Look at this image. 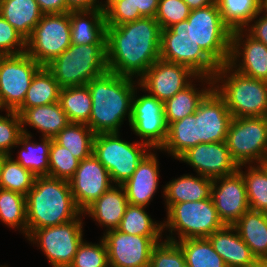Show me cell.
Returning <instances> with one entry per match:
<instances>
[{
	"label": "cell",
	"mask_w": 267,
	"mask_h": 267,
	"mask_svg": "<svg viewBox=\"0 0 267 267\" xmlns=\"http://www.w3.org/2000/svg\"><path fill=\"white\" fill-rule=\"evenodd\" d=\"M4 154L0 153V165H1V162H2V159L4 158Z\"/></svg>",
	"instance_id": "680465c9"
},
{
	"label": "cell",
	"mask_w": 267,
	"mask_h": 267,
	"mask_svg": "<svg viewBox=\"0 0 267 267\" xmlns=\"http://www.w3.org/2000/svg\"><path fill=\"white\" fill-rule=\"evenodd\" d=\"M211 198L224 225L233 226L250 209L245 181L238 170L213 179Z\"/></svg>",
	"instance_id": "ac0fdd59"
},
{
	"label": "cell",
	"mask_w": 267,
	"mask_h": 267,
	"mask_svg": "<svg viewBox=\"0 0 267 267\" xmlns=\"http://www.w3.org/2000/svg\"><path fill=\"white\" fill-rule=\"evenodd\" d=\"M198 144L225 142L232 115L224 100L212 89L196 112Z\"/></svg>",
	"instance_id": "44dd1931"
},
{
	"label": "cell",
	"mask_w": 267,
	"mask_h": 267,
	"mask_svg": "<svg viewBox=\"0 0 267 267\" xmlns=\"http://www.w3.org/2000/svg\"><path fill=\"white\" fill-rule=\"evenodd\" d=\"M194 80H200V76L190 68L161 58L138 79L139 89L147 91L161 102L172 98L177 92L195 82Z\"/></svg>",
	"instance_id": "2e32d148"
},
{
	"label": "cell",
	"mask_w": 267,
	"mask_h": 267,
	"mask_svg": "<svg viewBox=\"0 0 267 267\" xmlns=\"http://www.w3.org/2000/svg\"><path fill=\"white\" fill-rule=\"evenodd\" d=\"M69 267H109L108 251L104 239L100 238L99 243L83 240Z\"/></svg>",
	"instance_id": "7bdbcfd3"
},
{
	"label": "cell",
	"mask_w": 267,
	"mask_h": 267,
	"mask_svg": "<svg viewBox=\"0 0 267 267\" xmlns=\"http://www.w3.org/2000/svg\"><path fill=\"white\" fill-rule=\"evenodd\" d=\"M70 12L44 14L26 40V53L46 66L71 45Z\"/></svg>",
	"instance_id": "8fae6325"
},
{
	"label": "cell",
	"mask_w": 267,
	"mask_h": 267,
	"mask_svg": "<svg viewBox=\"0 0 267 267\" xmlns=\"http://www.w3.org/2000/svg\"><path fill=\"white\" fill-rule=\"evenodd\" d=\"M154 152L151 150L138 164L133 175L122 184L131 205L146 207L158 189L159 161L156 151Z\"/></svg>",
	"instance_id": "7402d4cb"
},
{
	"label": "cell",
	"mask_w": 267,
	"mask_h": 267,
	"mask_svg": "<svg viewBox=\"0 0 267 267\" xmlns=\"http://www.w3.org/2000/svg\"><path fill=\"white\" fill-rule=\"evenodd\" d=\"M68 182L74 202L81 212L113 185L108 170L93 154L79 162Z\"/></svg>",
	"instance_id": "e0dca14e"
},
{
	"label": "cell",
	"mask_w": 267,
	"mask_h": 267,
	"mask_svg": "<svg viewBox=\"0 0 267 267\" xmlns=\"http://www.w3.org/2000/svg\"><path fill=\"white\" fill-rule=\"evenodd\" d=\"M177 160L194 168L198 175L215 179L238 170L226 142L200 143L188 149Z\"/></svg>",
	"instance_id": "ffe728a7"
},
{
	"label": "cell",
	"mask_w": 267,
	"mask_h": 267,
	"mask_svg": "<svg viewBox=\"0 0 267 267\" xmlns=\"http://www.w3.org/2000/svg\"><path fill=\"white\" fill-rule=\"evenodd\" d=\"M162 237L131 235L118 229L104 232L109 267H149L152 249Z\"/></svg>",
	"instance_id": "9a60e30c"
},
{
	"label": "cell",
	"mask_w": 267,
	"mask_h": 267,
	"mask_svg": "<svg viewBox=\"0 0 267 267\" xmlns=\"http://www.w3.org/2000/svg\"><path fill=\"white\" fill-rule=\"evenodd\" d=\"M222 20L231 30H244L261 11L262 0H215Z\"/></svg>",
	"instance_id": "e575fe53"
},
{
	"label": "cell",
	"mask_w": 267,
	"mask_h": 267,
	"mask_svg": "<svg viewBox=\"0 0 267 267\" xmlns=\"http://www.w3.org/2000/svg\"><path fill=\"white\" fill-rule=\"evenodd\" d=\"M71 44H106L104 9L70 11Z\"/></svg>",
	"instance_id": "d4e9b609"
},
{
	"label": "cell",
	"mask_w": 267,
	"mask_h": 267,
	"mask_svg": "<svg viewBox=\"0 0 267 267\" xmlns=\"http://www.w3.org/2000/svg\"><path fill=\"white\" fill-rule=\"evenodd\" d=\"M161 30L151 17L107 26L108 71L138 80L160 58Z\"/></svg>",
	"instance_id": "6da1fadb"
},
{
	"label": "cell",
	"mask_w": 267,
	"mask_h": 267,
	"mask_svg": "<svg viewBox=\"0 0 267 267\" xmlns=\"http://www.w3.org/2000/svg\"><path fill=\"white\" fill-rule=\"evenodd\" d=\"M258 165L264 170V172L267 174V156L264 157Z\"/></svg>",
	"instance_id": "9f6ffc18"
},
{
	"label": "cell",
	"mask_w": 267,
	"mask_h": 267,
	"mask_svg": "<svg viewBox=\"0 0 267 267\" xmlns=\"http://www.w3.org/2000/svg\"><path fill=\"white\" fill-rule=\"evenodd\" d=\"M137 88L132 99L130 128L142 142L154 151L165 143L168 125L165 120L164 102L150 94L137 96Z\"/></svg>",
	"instance_id": "5bb4252c"
},
{
	"label": "cell",
	"mask_w": 267,
	"mask_h": 267,
	"mask_svg": "<svg viewBox=\"0 0 267 267\" xmlns=\"http://www.w3.org/2000/svg\"><path fill=\"white\" fill-rule=\"evenodd\" d=\"M244 30L255 40L267 46V13L261 10Z\"/></svg>",
	"instance_id": "681fc988"
},
{
	"label": "cell",
	"mask_w": 267,
	"mask_h": 267,
	"mask_svg": "<svg viewBox=\"0 0 267 267\" xmlns=\"http://www.w3.org/2000/svg\"><path fill=\"white\" fill-rule=\"evenodd\" d=\"M107 26H117L142 18L139 12H134L132 3H103Z\"/></svg>",
	"instance_id": "c3c4849f"
},
{
	"label": "cell",
	"mask_w": 267,
	"mask_h": 267,
	"mask_svg": "<svg viewBox=\"0 0 267 267\" xmlns=\"http://www.w3.org/2000/svg\"><path fill=\"white\" fill-rule=\"evenodd\" d=\"M67 7L71 11L103 9V3L100 0H66Z\"/></svg>",
	"instance_id": "f5cc1de1"
},
{
	"label": "cell",
	"mask_w": 267,
	"mask_h": 267,
	"mask_svg": "<svg viewBox=\"0 0 267 267\" xmlns=\"http://www.w3.org/2000/svg\"><path fill=\"white\" fill-rule=\"evenodd\" d=\"M187 20L192 24L194 41L218 66L227 64L232 31L223 22L217 3L191 10Z\"/></svg>",
	"instance_id": "9c48e42d"
},
{
	"label": "cell",
	"mask_w": 267,
	"mask_h": 267,
	"mask_svg": "<svg viewBox=\"0 0 267 267\" xmlns=\"http://www.w3.org/2000/svg\"><path fill=\"white\" fill-rule=\"evenodd\" d=\"M95 133L84 123H69L53 139L79 161L93 154Z\"/></svg>",
	"instance_id": "836d02e7"
},
{
	"label": "cell",
	"mask_w": 267,
	"mask_h": 267,
	"mask_svg": "<svg viewBox=\"0 0 267 267\" xmlns=\"http://www.w3.org/2000/svg\"><path fill=\"white\" fill-rule=\"evenodd\" d=\"M225 142L238 166L258 164L267 156V117H232Z\"/></svg>",
	"instance_id": "30bf717a"
},
{
	"label": "cell",
	"mask_w": 267,
	"mask_h": 267,
	"mask_svg": "<svg viewBox=\"0 0 267 267\" xmlns=\"http://www.w3.org/2000/svg\"><path fill=\"white\" fill-rule=\"evenodd\" d=\"M128 204L124 187L112 185L82 213L84 217L88 215L100 226L106 227V232L119 227Z\"/></svg>",
	"instance_id": "603a6c76"
},
{
	"label": "cell",
	"mask_w": 267,
	"mask_h": 267,
	"mask_svg": "<svg viewBox=\"0 0 267 267\" xmlns=\"http://www.w3.org/2000/svg\"><path fill=\"white\" fill-rule=\"evenodd\" d=\"M228 64L245 76L267 81V46L245 30L232 31Z\"/></svg>",
	"instance_id": "d6986e66"
},
{
	"label": "cell",
	"mask_w": 267,
	"mask_h": 267,
	"mask_svg": "<svg viewBox=\"0 0 267 267\" xmlns=\"http://www.w3.org/2000/svg\"><path fill=\"white\" fill-rule=\"evenodd\" d=\"M233 226L257 259H267V213L249 209Z\"/></svg>",
	"instance_id": "f546056e"
},
{
	"label": "cell",
	"mask_w": 267,
	"mask_h": 267,
	"mask_svg": "<svg viewBox=\"0 0 267 267\" xmlns=\"http://www.w3.org/2000/svg\"><path fill=\"white\" fill-rule=\"evenodd\" d=\"M163 232L166 228L169 236L165 240L176 242L188 238H207L224 224L220 220L212 198L200 201H187L173 204L166 211ZM178 235V239L175 235ZM177 239V240H176Z\"/></svg>",
	"instance_id": "8992f818"
},
{
	"label": "cell",
	"mask_w": 267,
	"mask_h": 267,
	"mask_svg": "<svg viewBox=\"0 0 267 267\" xmlns=\"http://www.w3.org/2000/svg\"><path fill=\"white\" fill-rule=\"evenodd\" d=\"M200 79L198 82L203 83V88H196V84L192 82L185 89L177 92L172 98L164 102V114L168 126L172 122L194 114L199 103L213 89V79L211 77L200 76Z\"/></svg>",
	"instance_id": "83f0119b"
},
{
	"label": "cell",
	"mask_w": 267,
	"mask_h": 267,
	"mask_svg": "<svg viewBox=\"0 0 267 267\" xmlns=\"http://www.w3.org/2000/svg\"><path fill=\"white\" fill-rule=\"evenodd\" d=\"M45 67L61 88L86 85L108 71L106 44H71Z\"/></svg>",
	"instance_id": "5b68a950"
},
{
	"label": "cell",
	"mask_w": 267,
	"mask_h": 267,
	"mask_svg": "<svg viewBox=\"0 0 267 267\" xmlns=\"http://www.w3.org/2000/svg\"><path fill=\"white\" fill-rule=\"evenodd\" d=\"M26 52V40L0 15V54L15 55Z\"/></svg>",
	"instance_id": "7dc6e473"
},
{
	"label": "cell",
	"mask_w": 267,
	"mask_h": 267,
	"mask_svg": "<svg viewBox=\"0 0 267 267\" xmlns=\"http://www.w3.org/2000/svg\"><path fill=\"white\" fill-rule=\"evenodd\" d=\"M82 216L83 213L70 222L34 230L27 240L40 246L52 267H69L84 240Z\"/></svg>",
	"instance_id": "7c38bea8"
},
{
	"label": "cell",
	"mask_w": 267,
	"mask_h": 267,
	"mask_svg": "<svg viewBox=\"0 0 267 267\" xmlns=\"http://www.w3.org/2000/svg\"><path fill=\"white\" fill-rule=\"evenodd\" d=\"M86 85L92 97L87 125L95 134L120 133L127 117L130 124L132 99L136 88H139V81L107 71Z\"/></svg>",
	"instance_id": "7a4b0ae2"
},
{
	"label": "cell",
	"mask_w": 267,
	"mask_h": 267,
	"mask_svg": "<svg viewBox=\"0 0 267 267\" xmlns=\"http://www.w3.org/2000/svg\"><path fill=\"white\" fill-rule=\"evenodd\" d=\"M160 58L187 66L198 76L213 78L219 69L194 41L192 24L187 19L161 30Z\"/></svg>",
	"instance_id": "ba28073f"
},
{
	"label": "cell",
	"mask_w": 267,
	"mask_h": 267,
	"mask_svg": "<svg viewBox=\"0 0 267 267\" xmlns=\"http://www.w3.org/2000/svg\"><path fill=\"white\" fill-rule=\"evenodd\" d=\"M176 243L183 251L186 267H227L207 238H188Z\"/></svg>",
	"instance_id": "8d00e7d4"
},
{
	"label": "cell",
	"mask_w": 267,
	"mask_h": 267,
	"mask_svg": "<svg viewBox=\"0 0 267 267\" xmlns=\"http://www.w3.org/2000/svg\"><path fill=\"white\" fill-rule=\"evenodd\" d=\"M42 66L26 52L0 57V110L16 111Z\"/></svg>",
	"instance_id": "4fadbf2b"
},
{
	"label": "cell",
	"mask_w": 267,
	"mask_h": 267,
	"mask_svg": "<svg viewBox=\"0 0 267 267\" xmlns=\"http://www.w3.org/2000/svg\"><path fill=\"white\" fill-rule=\"evenodd\" d=\"M79 162L70 150L52 140L49 149L48 176L69 181L75 174Z\"/></svg>",
	"instance_id": "b9f144b4"
},
{
	"label": "cell",
	"mask_w": 267,
	"mask_h": 267,
	"mask_svg": "<svg viewBox=\"0 0 267 267\" xmlns=\"http://www.w3.org/2000/svg\"><path fill=\"white\" fill-rule=\"evenodd\" d=\"M207 239L227 267H247L257 259L234 226L224 225Z\"/></svg>",
	"instance_id": "cb8c5ba5"
},
{
	"label": "cell",
	"mask_w": 267,
	"mask_h": 267,
	"mask_svg": "<svg viewBox=\"0 0 267 267\" xmlns=\"http://www.w3.org/2000/svg\"><path fill=\"white\" fill-rule=\"evenodd\" d=\"M0 220L27 238L26 196L0 188Z\"/></svg>",
	"instance_id": "f35d334b"
},
{
	"label": "cell",
	"mask_w": 267,
	"mask_h": 267,
	"mask_svg": "<svg viewBox=\"0 0 267 267\" xmlns=\"http://www.w3.org/2000/svg\"><path fill=\"white\" fill-rule=\"evenodd\" d=\"M44 14H63L70 12L66 0H36Z\"/></svg>",
	"instance_id": "816d5d0a"
},
{
	"label": "cell",
	"mask_w": 267,
	"mask_h": 267,
	"mask_svg": "<svg viewBox=\"0 0 267 267\" xmlns=\"http://www.w3.org/2000/svg\"><path fill=\"white\" fill-rule=\"evenodd\" d=\"M61 87L52 73L42 66L34 75L22 105L16 110L21 114L25 109L59 102Z\"/></svg>",
	"instance_id": "4dcf8cb0"
},
{
	"label": "cell",
	"mask_w": 267,
	"mask_h": 267,
	"mask_svg": "<svg viewBox=\"0 0 267 267\" xmlns=\"http://www.w3.org/2000/svg\"><path fill=\"white\" fill-rule=\"evenodd\" d=\"M247 267H267V259H256Z\"/></svg>",
	"instance_id": "11a10c76"
},
{
	"label": "cell",
	"mask_w": 267,
	"mask_h": 267,
	"mask_svg": "<svg viewBox=\"0 0 267 267\" xmlns=\"http://www.w3.org/2000/svg\"><path fill=\"white\" fill-rule=\"evenodd\" d=\"M145 206L128 204L119 227V231L141 236H163V223L153 221Z\"/></svg>",
	"instance_id": "74e56055"
},
{
	"label": "cell",
	"mask_w": 267,
	"mask_h": 267,
	"mask_svg": "<svg viewBox=\"0 0 267 267\" xmlns=\"http://www.w3.org/2000/svg\"><path fill=\"white\" fill-rule=\"evenodd\" d=\"M261 10L267 13V0H262Z\"/></svg>",
	"instance_id": "6f0895ef"
},
{
	"label": "cell",
	"mask_w": 267,
	"mask_h": 267,
	"mask_svg": "<svg viewBox=\"0 0 267 267\" xmlns=\"http://www.w3.org/2000/svg\"><path fill=\"white\" fill-rule=\"evenodd\" d=\"M149 267H186L181 247L165 239L157 243L152 249Z\"/></svg>",
	"instance_id": "f6af8a7d"
},
{
	"label": "cell",
	"mask_w": 267,
	"mask_h": 267,
	"mask_svg": "<svg viewBox=\"0 0 267 267\" xmlns=\"http://www.w3.org/2000/svg\"><path fill=\"white\" fill-rule=\"evenodd\" d=\"M81 213L68 181L48 175L36 177L26 194L27 237L34 230L70 222Z\"/></svg>",
	"instance_id": "3957f363"
},
{
	"label": "cell",
	"mask_w": 267,
	"mask_h": 267,
	"mask_svg": "<svg viewBox=\"0 0 267 267\" xmlns=\"http://www.w3.org/2000/svg\"><path fill=\"white\" fill-rule=\"evenodd\" d=\"M212 79L232 117H267V81L245 76L228 63L219 66Z\"/></svg>",
	"instance_id": "277c9868"
},
{
	"label": "cell",
	"mask_w": 267,
	"mask_h": 267,
	"mask_svg": "<svg viewBox=\"0 0 267 267\" xmlns=\"http://www.w3.org/2000/svg\"><path fill=\"white\" fill-rule=\"evenodd\" d=\"M151 150L141 140L131 143L120 139V133L95 134L93 142V155L108 170L113 185L124 184Z\"/></svg>",
	"instance_id": "52a82bcc"
},
{
	"label": "cell",
	"mask_w": 267,
	"mask_h": 267,
	"mask_svg": "<svg viewBox=\"0 0 267 267\" xmlns=\"http://www.w3.org/2000/svg\"><path fill=\"white\" fill-rule=\"evenodd\" d=\"M6 114H0V153L12 155V149L19 148V137L23 134L21 118L16 111H6Z\"/></svg>",
	"instance_id": "ee69618b"
},
{
	"label": "cell",
	"mask_w": 267,
	"mask_h": 267,
	"mask_svg": "<svg viewBox=\"0 0 267 267\" xmlns=\"http://www.w3.org/2000/svg\"><path fill=\"white\" fill-rule=\"evenodd\" d=\"M190 10L199 9L208 5H211L215 0H183Z\"/></svg>",
	"instance_id": "db71d44e"
},
{
	"label": "cell",
	"mask_w": 267,
	"mask_h": 267,
	"mask_svg": "<svg viewBox=\"0 0 267 267\" xmlns=\"http://www.w3.org/2000/svg\"><path fill=\"white\" fill-rule=\"evenodd\" d=\"M213 179L198 175L184 174L172 179L163 187V197L168 210L173 204L200 201L211 198Z\"/></svg>",
	"instance_id": "484cf974"
},
{
	"label": "cell",
	"mask_w": 267,
	"mask_h": 267,
	"mask_svg": "<svg viewBox=\"0 0 267 267\" xmlns=\"http://www.w3.org/2000/svg\"><path fill=\"white\" fill-rule=\"evenodd\" d=\"M59 103L70 123L89 122L92 97L87 85L61 88Z\"/></svg>",
	"instance_id": "d590c367"
},
{
	"label": "cell",
	"mask_w": 267,
	"mask_h": 267,
	"mask_svg": "<svg viewBox=\"0 0 267 267\" xmlns=\"http://www.w3.org/2000/svg\"><path fill=\"white\" fill-rule=\"evenodd\" d=\"M104 3H132L134 12H139L142 17L154 18L159 0H105Z\"/></svg>",
	"instance_id": "f907efd6"
},
{
	"label": "cell",
	"mask_w": 267,
	"mask_h": 267,
	"mask_svg": "<svg viewBox=\"0 0 267 267\" xmlns=\"http://www.w3.org/2000/svg\"><path fill=\"white\" fill-rule=\"evenodd\" d=\"M32 134H22L19 137L20 152L14 159L36 177L47 176L49 170V149L52 138L42 137L41 143L32 141Z\"/></svg>",
	"instance_id": "1f68e13d"
},
{
	"label": "cell",
	"mask_w": 267,
	"mask_h": 267,
	"mask_svg": "<svg viewBox=\"0 0 267 267\" xmlns=\"http://www.w3.org/2000/svg\"><path fill=\"white\" fill-rule=\"evenodd\" d=\"M22 132L29 135L25 127L39 130L42 137L54 138L70 122L59 102L25 109L21 114Z\"/></svg>",
	"instance_id": "4316f807"
},
{
	"label": "cell",
	"mask_w": 267,
	"mask_h": 267,
	"mask_svg": "<svg viewBox=\"0 0 267 267\" xmlns=\"http://www.w3.org/2000/svg\"><path fill=\"white\" fill-rule=\"evenodd\" d=\"M248 166H238V171L245 181L250 210L267 213V174L258 164Z\"/></svg>",
	"instance_id": "ab89813d"
},
{
	"label": "cell",
	"mask_w": 267,
	"mask_h": 267,
	"mask_svg": "<svg viewBox=\"0 0 267 267\" xmlns=\"http://www.w3.org/2000/svg\"><path fill=\"white\" fill-rule=\"evenodd\" d=\"M36 176L11 155H5L0 165V188L20 193L24 196L33 187Z\"/></svg>",
	"instance_id": "60d3db41"
},
{
	"label": "cell",
	"mask_w": 267,
	"mask_h": 267,
	"mask_svg": "<svg viewBox=\"0 0 267 267\" xmlns=\"http://www.w3.org/2000/svg\"><path fill=\"white\" fill-rule=\"evenodd\" d=\"M190 9L183 0H159L155 19L161 29H167L172 25L186 20Z\"/></svg>",
	"instance_id": "bcb514c9"
},
{
	"label": "cell",
	"mask_w": 267,
	"mask_h": 267,
	"mask_svg": "<svg viewBox=\"0 0 267 267\" xmlns=\"http://www.w3.org/2000/svg\"><path fill=\"white\" fill-rule=\"evenodd\" d=\"M0 15L27 40L44 13L36 0H0Z\"/></svg>",
	"instance_id": "f1b7e54d"
},
{
	"label": "cell",
	"mask_w": 267,
	"mask_h": 267,
	"mask_svg": "<svg viewBox=\"0 0 267 267\" xmlns=\"http://www.w3.org/2000/svg\"><path fill=\"white\" fill-rule=\"evenodd\" d=\"M198 144V131L196 115L172 122L168 126V134L165 143L159 149L178 159L188 149Z\"/></svg>",
	"instance_id": "d6a6232c"
}]
</instances>
